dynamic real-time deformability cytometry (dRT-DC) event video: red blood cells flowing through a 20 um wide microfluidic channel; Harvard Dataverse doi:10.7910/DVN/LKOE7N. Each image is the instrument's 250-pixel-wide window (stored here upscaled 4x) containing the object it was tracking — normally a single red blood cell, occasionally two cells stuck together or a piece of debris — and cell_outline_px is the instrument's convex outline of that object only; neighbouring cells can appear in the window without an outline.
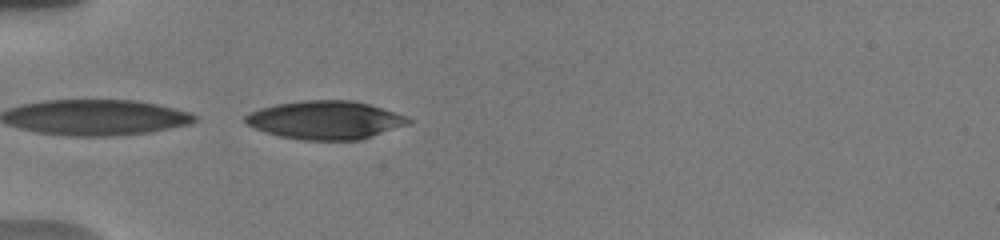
{"species": "human", "species_latin": "Homo sapiens", "temperature_condition": "warm", "stored_images_in_passage": 11, "camera_frame_rate_fps": 3000, "um_per_image_px": 0.085, "donor": {"sex": "male"}, "frame": {"image": 1, "passage_image": 3, "time_ms": 1.333, "image_size_px": [1000, 240], "cell_outline_px": [[412, 120], [408, 124], [360, 140], [304, 140], [280, 136], [256, 128], [248, 124], [244, 120], [244, 116], [260, 108], [276, 104], [304, 100], [356, 100], [404, 116]], "centroid_in_image_um": [27.64, 10.2], "position_along_channel_um": 57.4, "area_um2": 35.89}}
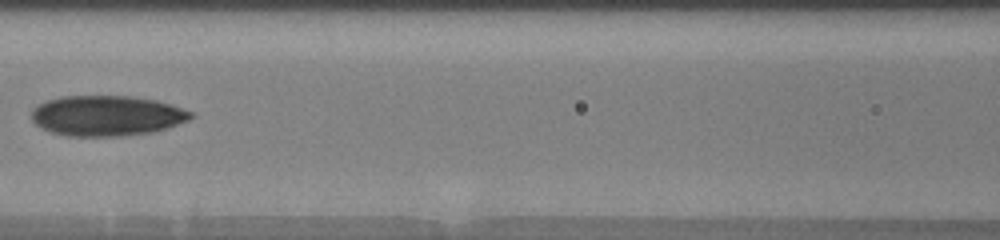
{"frame": {"image": 2, "passage_image": 8, "time_ms": 4.333, "image_size_px": [1000, 240], "cell_outline_px": [[192, 116], [188, 120], [168, 128], [152, 132], [124, 136], [68, 136], [52, 132], [36, 124], [32, 120], [32, 108], [36, 104], [60, 96], [132, 96], [156, 100], [172, 104], [192, 112]], "centroid_in_image_um": [9.07, 9.83], "position_along_channel_um": 157.5, "area_um2": 37.57}}
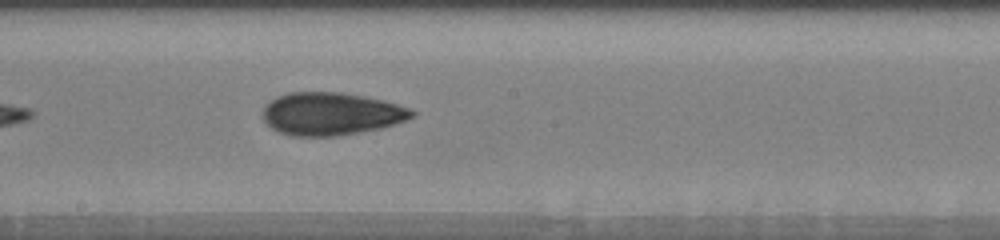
{"frame": {"image": 3, "passage_image": 11, "time_ms": 6.0, "image_size_px": [1000, 240], "cell_outline_px": [[416, 116], [380, 128], [360, 132], [336, 136], [292, 136], [280, 132], [272, 128], [264, 120], [264, 104], [276, 96], [288, 92], [340, 92], [364, 96], [384, 100], [408, 108], [416, 112]], "centroid_in_image_um": [28.12, 9.66], "position_along_channel_um": 220.1, "area_um2": 37.05}}